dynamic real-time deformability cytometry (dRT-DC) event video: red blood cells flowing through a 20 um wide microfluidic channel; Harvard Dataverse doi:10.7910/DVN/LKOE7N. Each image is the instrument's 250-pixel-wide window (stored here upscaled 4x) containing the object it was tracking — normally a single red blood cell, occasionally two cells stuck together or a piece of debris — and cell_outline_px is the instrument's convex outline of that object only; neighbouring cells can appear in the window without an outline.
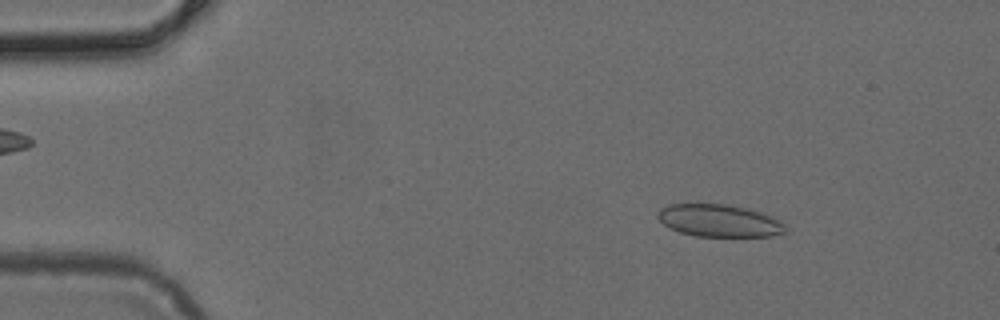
{"species": "common noctule bat (a hibernating species)", "species_latin": "Nyctalus noctula", "temperature_condition": "cold", "stored_images_in_passage": 4, "camera_frame_rate_fps": 3000, "um_per_image_px": 0.085, "animal": {"sex": "female", "body_mass_g": 24.6, "forearm_length_mm": 56.2}, "frame": {"image": 1, "passage_image": 2, "time_ms": 0.333, "image_size_px": [1000, 320], "cell_outline_px": [[788, 224], [784, 232], [772, 236], [696, 236], [680, 232], [664, 224], [656, 216], [660, 208], [668, 204], [724, 204], [748, 208], [760, 212], [780, 220]], "centroid_in_image_um": [61.15, 18.75], "position_along_channel_um": 23.9, "area_um2": 24.04}}